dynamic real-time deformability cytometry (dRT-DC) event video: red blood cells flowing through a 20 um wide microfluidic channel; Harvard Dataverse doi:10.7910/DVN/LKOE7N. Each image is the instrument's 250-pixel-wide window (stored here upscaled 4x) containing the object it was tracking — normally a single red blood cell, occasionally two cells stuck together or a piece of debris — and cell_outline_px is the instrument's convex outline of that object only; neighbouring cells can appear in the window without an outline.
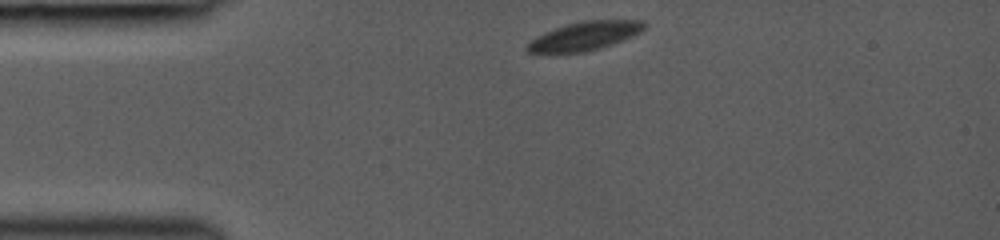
{"species": "common noctule bat (a hibernating species)", "species_latin": "Nyctalus noctula", "temperature_condition": "room temperature", "stored_images_in_passage": 43, "camera_frame_rate_fps": 3000, "um_per_image_px": 0.085, "animal": {"sex": "female", "body_mass_g": 19.0, "forearm_length_mm": 53.3}, "frame": {"image": 1, "passage_image": 1, "time_ms": 0.0, "image_size_px": [1000, 240], "cell_outline_px": [[644, 28], [640, 32], [624, 40], [600, 48], [584, 52], [556, 56], [528, 52], [524, 48], [524, 44], [536, 36], [556, 28], [568, 24], [584, 20], [644, 20]], "centroid_in_image_um": [49.58, 3.12], "position_along_channel_um": 35.4, "area_um2": 20.17}}
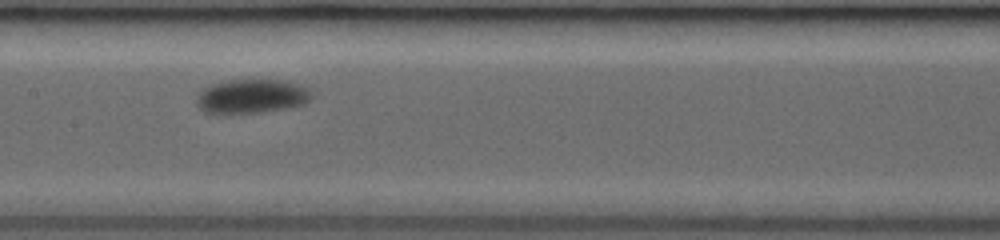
{"frame": {"image": 2, "passage_image": 24, "time_ms": 4.667, "image_size_px": [1000, 240], "cell_outline_px": [[312, 96], [304, 104], [284, 108], [260, 112], [204, 112], [196, 104], [196, 96], [204, 88], [212, 84], [228, 80], [284, 80], [304, 84], [308, 88]], "centroid_in_image_um": [21.41, 8.15], "position_along_channel_um": 186.0, "area_um2": 22.6}}
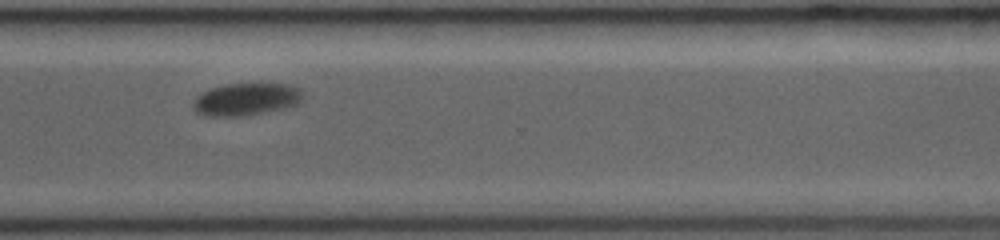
{"frame": {"image": 3, "passage_image": 42, "time_ms": 8.667, "image_size_px": [1000, 240], "cell_outline_px": [[304, 100], [300, 104], [284, 108], [264, 112], [240, 116], [204, 116], [196, 112], [192, 108], [192, 104], [196, 96], [200, 92], [224, 84], [288, 84], [300, 88], [304, 92]], "centroid_in_image_um": [20.94, 8.44], "position_along_channel_um": 349.7, "area_um2": 21.04}}